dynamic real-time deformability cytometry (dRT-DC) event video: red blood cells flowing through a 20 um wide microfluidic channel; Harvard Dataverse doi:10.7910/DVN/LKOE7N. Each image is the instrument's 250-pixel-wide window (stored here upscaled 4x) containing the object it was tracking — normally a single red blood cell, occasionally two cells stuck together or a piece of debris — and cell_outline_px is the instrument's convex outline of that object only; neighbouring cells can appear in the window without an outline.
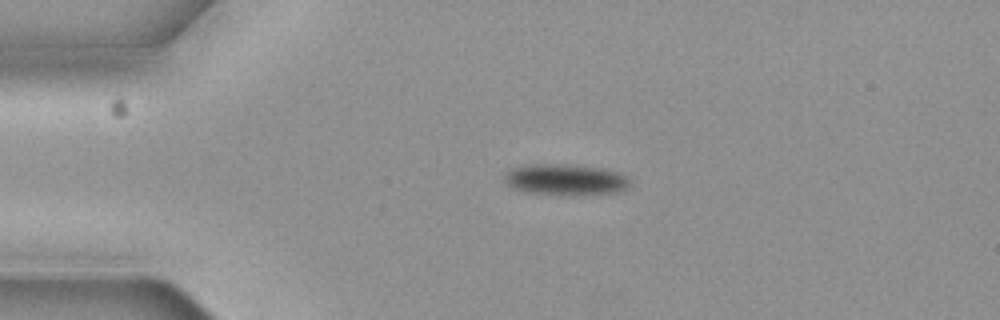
{"species": "common noctule bat (a hibernating species)", "species_latin": "Nyctalus noctula", "temperature_condition": "cold", "stored_images_in_passage": 4, "camera_frame_rate_fps": 3000, "um_per_image_px": 0.085, "animal": {"sex": "female", "body_mass_g": 19.3, "forearm_length_mm": 54.1}, "frame": {"image": 1, "passage_image": 3, "time_ms": 0.667, "image_size_px": [1000, 320], "cell_outline_px": [[628, 188], [620, 192], [524, 192], [512, 188], [504, 180], [504, 176], [512, 168], [524, 164], [564, 164], [604, 168], [620, 172], [628, 180]], "centroid_in_image_um": [48.02, 15.2], "position_along_channel_um": 37.0, "area_um2": 21.73}}